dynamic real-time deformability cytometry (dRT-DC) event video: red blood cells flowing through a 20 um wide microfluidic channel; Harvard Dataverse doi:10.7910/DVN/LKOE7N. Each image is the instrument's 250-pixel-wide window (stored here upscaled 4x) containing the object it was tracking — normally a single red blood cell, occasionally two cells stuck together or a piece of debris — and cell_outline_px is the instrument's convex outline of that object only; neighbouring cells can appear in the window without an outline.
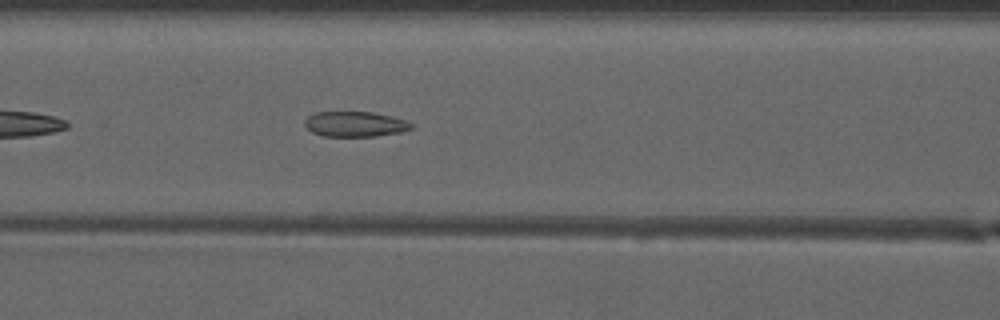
{"species": "common noctule bat (a hibernating species)", "species_latin": "Nyctalus noctula", "temperature_condition": "warm", "stored_images_in_passage": 35, "camera_frame_rate_fps": 3000, "um_per_image_px": 0.085, "animal": {"sex": "male", "forearm_length_mm": 52.5}, "frame": {"image": 1, "passage_image": 9, "time_ms": 2.667, "image_size_px": [1000, 320], "cell_outline_px": [[416, 124], [412, 128], [400, 132], [376, 136], [320, 136], [312, 132], [304, 124], [304, 120], [308, 116], [316, 112], [372, 112], [392, 116], [408, 120]], "centroid_in_image_um": [30.21, 10.54], "position_along_channel_um": 136.4, "area_um2": 15.84}}
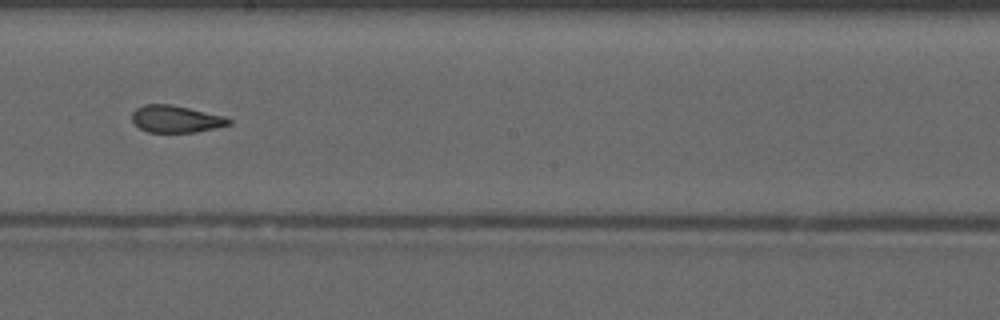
{"frame": {"image": 2, "passage_image": 16, "time_ms": 5.0, "image_size_px": [1000, 320], "cell_outline_px": [[232, 124], [216, 128], [196, 132], [148, 132], [140, 128], [132, 120], [132, 112], [136, 108], [144, 104], [168, 104], [188, 108], [224, 116], [232, 120]], "centroid_in_image_um": [14.96, 10.12], "position_along_channel_um": 233.2, "area_um2": 15.2}}
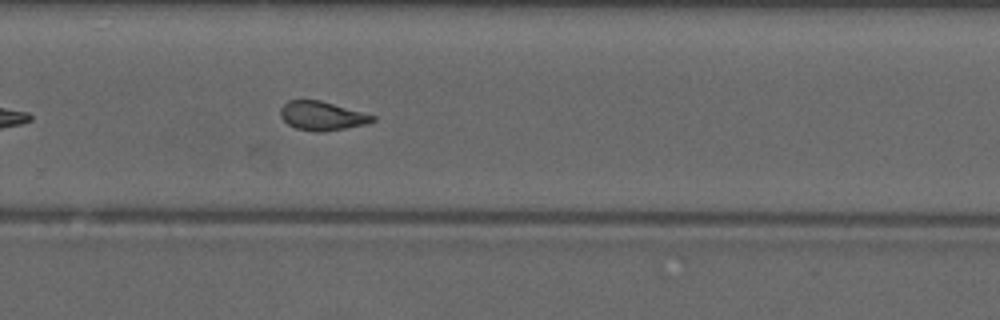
{"frame": {"image": 3, "passage_image": 21, "time_ms": 6.667, "image_size_px": [1000, 320], "cell_outline_px": [[376, 120], [368, 124], [320, 132], [296, 128], [288, 124], [280, 116], [280, 108], [288, 100], [320, 100], [376, 116]], "centroid_in_image_um": [27.37, 9.84], "position_along_channel_um": 302.4, "area_um2": 15.37}, "authors_computed_cell_mechanics": {"area_um2": 16.184, "velocity_mm_per_s": 4.1709, "shape_relaxation_time_tau1_ms": null, "shape_relaxation_time_tau2_ms": 1.433, "deformation_change_tau1": null, "deformation_change_tau2": 0.0943}}